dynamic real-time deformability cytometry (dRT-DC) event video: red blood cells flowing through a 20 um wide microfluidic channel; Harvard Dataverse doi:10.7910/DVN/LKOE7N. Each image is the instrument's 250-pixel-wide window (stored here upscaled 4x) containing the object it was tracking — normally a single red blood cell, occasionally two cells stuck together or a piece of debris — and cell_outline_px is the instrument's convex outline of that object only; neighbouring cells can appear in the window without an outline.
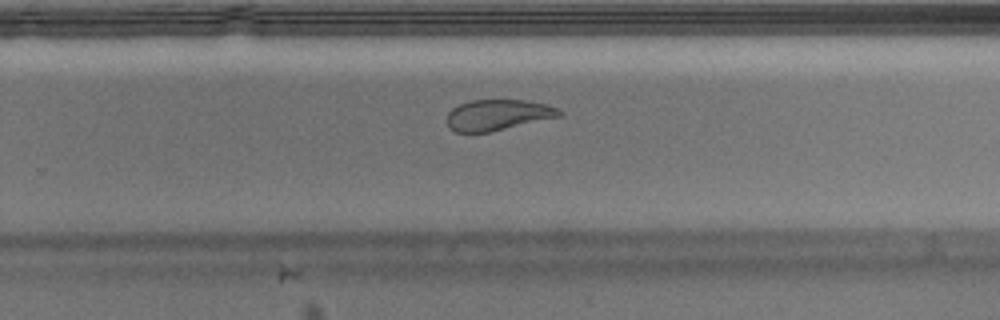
{"species": "Egyptian fruit bat (a non-hibernating species)", "species_latin": "Rousettus aegyptiacus", "temperature_condition": "warm", "stored_images_in_passage": 33, "camera_frame_rate_fps": 3000, "um_per_image_px": 0.085, "animal": {"sex": "male"}, "frame": {"image": 1, "passage_image": 24, "time_ms": 7.667, "image_size_px": [1000, 320], "cell_outline_px": [[564, 116], [488, 132], [456, 132], [448, 128], [444, 120], [448, 112], [452, 108], [460, 104], [472, 100], [524, 100], [544, 104], [556, 108], [564, 112]], "centroid_in_image_um": [42.29, 9.78], "position_along_channel_um": 287.5, "area_um2": 20.35}}